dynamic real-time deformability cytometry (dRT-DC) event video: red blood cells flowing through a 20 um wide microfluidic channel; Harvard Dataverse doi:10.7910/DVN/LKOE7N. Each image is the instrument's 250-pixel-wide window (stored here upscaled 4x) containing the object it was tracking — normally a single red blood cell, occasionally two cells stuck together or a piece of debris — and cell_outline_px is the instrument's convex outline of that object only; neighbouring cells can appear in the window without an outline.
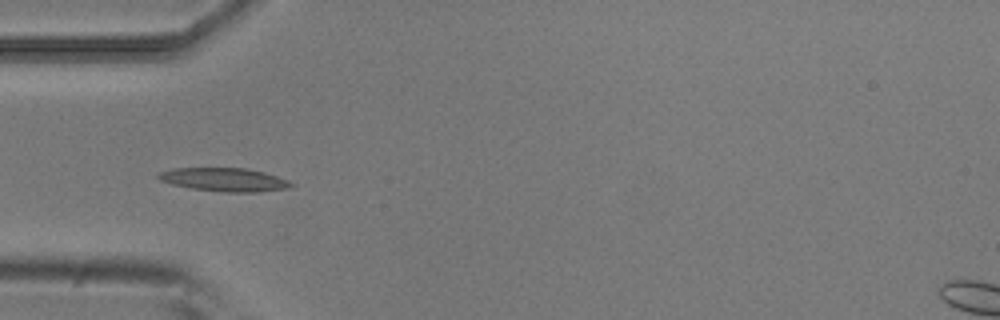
{"species": "common noctule bat (a hibernating species)", "species_latin": "Nyctalus noctula", "temperature_condition": "room temperature", "stored_images_in_passage": 9, "camera_frame_rate_fps": 3000, "um_per_image_px": 0.085, "animal": {"sex": "male", "body_mass_g": 20.5, "forearm_length_mm": 52.5}, "frame": {"image": 1, "passage_image": 4, "time_ms": 1.0, "image_size_px": [1000, 320], "cell_outline_px": [[296, 184], [292, 188], [260, 192], [220, 192], [192, 188], [172, 184], [160, 180], [156, 176], [160, 172], [172, 168], [244, 168], [264, 172], [288, 180]], "centroid_in_image_um": [19.11, 15.27], "position_along_channel_um": 65.9, "area_um2": 18.26}}
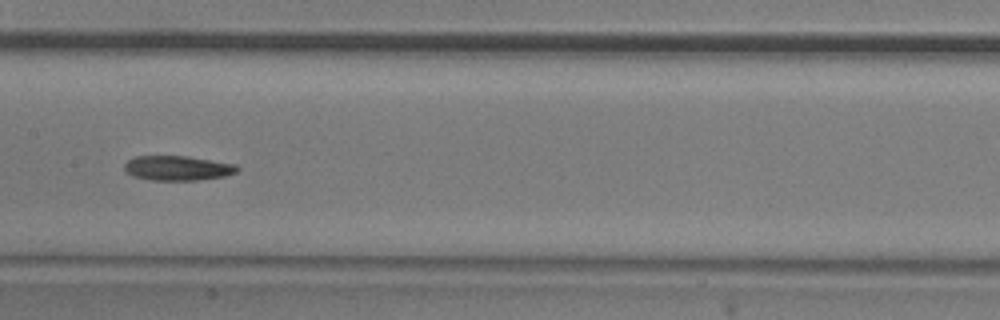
{"frame": {"image": 2, "passage_image": 7, "time_ms": 2.0, "image_size_px": [1000, 320], "cell_outline_px": [[240, 168], [236, 172], [224, 176], [196, 180], [152, 180], [132, 176], [124, 168], [124, 164], [128, 160], [136, 156], [188, 156], [236, 164]], "centroid_in_image_um": [15.1, 14.28], "position_along_channel_um": 192.3, "area_um2": 16.18}}
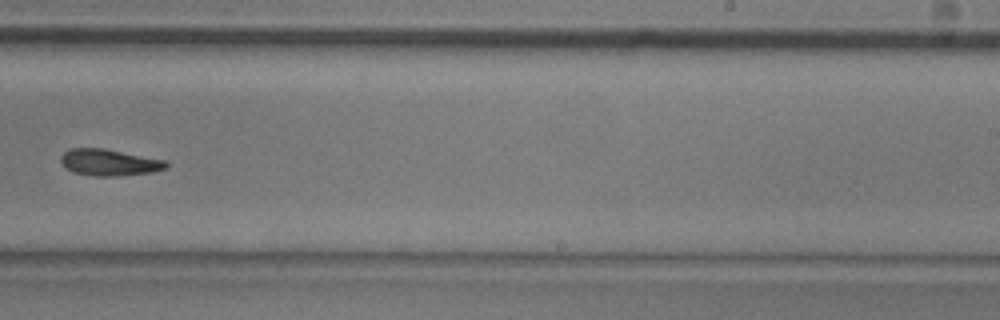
{"frame": {"image": 3, "passage_image": 9, "time_ms": 2.667, "image_size_px": [1000, 320], "cell_outline_px": [[168, 168], [152, 172], [120, 176], [92, 176], [76, 172], [64, 168], [60, 160], [60, 156], [68, 148], [104, 148], [164, 160], [168, 164]], "centroid_in_image_um": [9.26, 13.81], "position_along_channel_um": 279.7, "area_um2": 16.36}}